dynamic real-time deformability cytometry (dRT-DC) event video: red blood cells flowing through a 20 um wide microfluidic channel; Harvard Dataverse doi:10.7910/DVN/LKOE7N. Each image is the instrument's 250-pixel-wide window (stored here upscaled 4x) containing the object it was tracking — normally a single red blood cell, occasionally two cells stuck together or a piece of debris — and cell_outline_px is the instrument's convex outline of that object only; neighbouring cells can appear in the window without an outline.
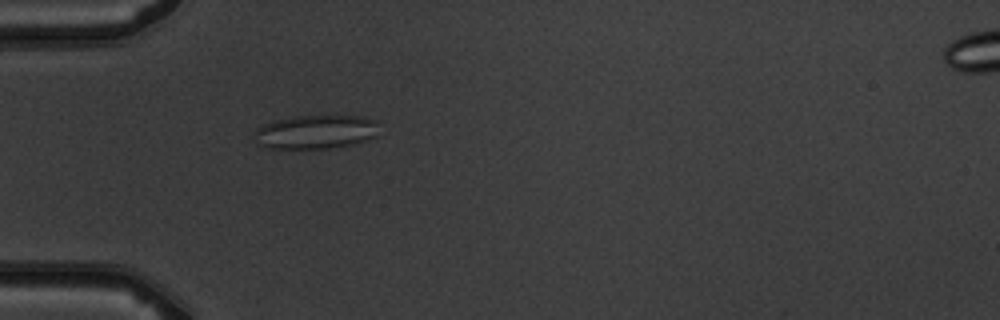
{"species": "common noctule bat (a hibernating species)", "species_latin": "Nyctalus noctula", "temperature_condition": "warm", "stored_images_in_passage": 5, "camera_frame_rate_fps": 3000, "um_per_image_px": 0.085, "animal": {"sex": "male", "body_mass_g": 19.5, "forearm_length_mm": 54.6}, "frame": {"image": 1, "passage_image": 5, "time_ms": 5.0, "image_size_px": [1000, 320], "cell_outline_px": [[376, 136], [364, 140], [348, 144], [328, 148], [268, 148], [256, 144], [252, 140], [252, 136], [256, 128], [272, 120], [296, 116], [364, 116], [376, 120]], "centroid_in_image_um": [26.73, 11.2], "position_along_channel_um": 58.3, "area_um2": 24.57}}